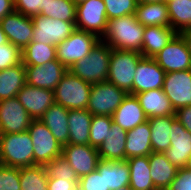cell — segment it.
<instances>
[{"label": "cell", "instance_id": "obj_1", "mask_svg": "<svg viewBox=\"0 0 191 190\" xmlns=\"http://www.w3.org/2000/svg\"><path fill=\"white\" fill-rule=\"evenodd\" d=\"M145 27L134 15L108 20L107 29L101 40L112 49L136 51L142 54Z\"/></svg>", "mask_w": 191, "mask_h": 190}, {"label": "cell", "instance_id": "obj_2", "mask_svg": "<svg viewBox=\"0 0 191 190\" xmlns=\"http://www.w3.org/2000/svg\"><path fill=\"white\" fill-rule=\"evenodd\" d=\"M111 51L112 48L100 39L89 55L78 60L68 70L90 84L107 81Z\"/></svg>", "mask_w": 191, "mask_h": 190}, {"label": "cell", "instance_id": "obj_3", "mask_svg": "<svg viewBox=\"0 0 191 190\" xmlns=\"http://www.w3.org/2000/svg\"><path fill=\"white\" fill-rule=\"evenodd\" d=\"M0 164L17 168L34 166L33 142L28 131L0 134Z\"/></svg>", "mask_w": 191, "mask_h": 190}, {"label": "cell", "instance_id": "obj_4", "mask_svg": "<svg viewBox=\"0 0 191 190\" xmlns=\"http://www.w3.org/2000/svg\"><path fill=\"white\" fill-rule=\"evenodd\" d=\"M143 57L136 51L112 49L107 81L132 95L136 67Z\"/></svg>", "mask_w": 191, "mask_h": 190}, {"label": "cell", "instance_id": "obj_5", "mask_svg": "<svg viewBox=\"0 0 191 190\" xmlns=\"http://www.w3.org/2000/svg\"><path fill=\"white\" fill-rule=\"evenodd\" d=\"M91 88L92 84L68 70L54 90V101L68 110L86 109Z\"/></svg>", "mask_w": 191, "mask_h": 190}, {"label": "cell", "instance_id": "obj_6", "mask_svg": "<svg viewBox=\"0 0 191 190\" xmlns=\"http://www.w3.org/2000/svg\"><path fill=\"white\" fill-rule=\"evenodd\" d=\"M27 131L33 142L34 165L46 166L62 155L63 146L42 121L32 120Z\"/></svg>", "mask_w": 191, "mask_h": 190}, {"label": "cell", "instance_id": "obj_7", "mask_svg": "<svg viewBox=\"0 0 191 190\" xmlns=\"http://www.w3.org/2000/svg\"><path fill=\"white\" fill-rule=\"evenodd\" d=\"M99 40L100 38L96 34L76 29L56 46L57 59L69 69L78 60L89 55Z\"/></svg>", "mask_w": 191, "mask_h": 190}, {"label": "cell", "instance_id": "obj_8", "mask_svg": "<svg viewBox=\"0 0 191 190\" xmlns=\"http://www.w3.org/2000/svg\"><path fill=\"white\" fill-rule=\"evenodd\" d=\"M127 95L123 89L108 81L92 84L86 109L92 115L112 116Z\"/></svg>", "mask_w": 191, "mask_h": 190}, {"label": "cell", "instance_id": "obj_9", "mask_svg": "<svg viewBox=\"0 0 191 190\" xmlns=\"http://www.w3.org/2000/svg\"><path fill=\"white\" fill-rule=\"evenodd\" d=\"M34 32L31 42L57 46L75 30V22H66L43 15L33 16Z\"/></svg>", "mask_w": 191, "mask_h": 190}, {"label": "cell", "instance_id": "obj_10", "mask_svg": "<svg viewBox=\"0 0 191 190\" xmlns=\"http://www.w3.org/2000/svg\"><path fill=\"white\" fill-rule=\"evenodd\" d=\"M76 29L96 34L100 39L107 29V13L103 0H86L76 6Z\"/></svg>", "mask_w": 191, "mask_h": 190}, {"label": "cell", "instance_id": "obj_11", "mask_svg": "<svg viewBox=\"0 0 191 190\" xmlns=\"http://www.w3.org/2000/svg\"><path fill=\"white\" fill-rule=\"evenodd\" d=\"M153 59L166 73L191 69V54L179 33Z\"/></svg>", "mask_w": 191, "mask_h": 190}, {"label": "cell", "instance_id": "obj_12", "mask_svg": "<svg viewBox=\"0 0 191 190\" xmlns=\"http://www.w3.org/2000/svg\"><path fill=\"white\" fill-rule=\"evenodd\" d=\"M32 120L17 97L0 100V134L27 131Z\"/></svg>", "mask_w": 191, "mask_h": 190}, {"label": "cell", "instance_id": "obj_13", "mask_svg": "<svg viewBox=\"0 0 191 190\" xmlns=\"http://www.w3.org/2000/svg\"><path fill=\"white\" fill-rule=\"evenodd\" d=\"M162 90L175 111L191 106V69L166 73Z\"/></svg>", "mask_w": 191, "mask_h": 190}, {"label": "cell", "instance_id": "obj_14", "mask_svg": "<svg viewBox=\"0 0 191 190\" xmlns=\"http://www.w3.org/2000/svg\"><path fill=\"white\" fill-rule=\"evenodd\" d=\"M26 69V83L37 87L54 91L62 76L68 69L55 59L43 65H24Z\"/></svg>", "mask_w": 191, "mask_h": 190}, {"label": "cell", "instance_id": "obj_15", "mask_svg": "<svg viewBox=\"0 0 191 190\" xmlns=\"http://www.w3.org/2000/svg\"><path fill=\"white\" fill-rule=\"evenodd\" d=\"M0 25L8 42L18 46L21 50L31 43L34 32L32 17L14 10L0 20Z\"/></svg>", "mask_w": 191, "mask_h": 190}, {"label": "cell", "instance_id": "obj_16", "mask_svg": "<svg viewBox=\"0 0 191 190\" xmlns=\"http://www.w3.org/2000/svg\"><path fill=\"white\" fill-rule=\"evenodd\" d=\"M62 156L78 178L95 171L101 160L97 148L90 145L67 144L63 146Z\"/></svg>", "mask_w": 191, "mask_h": 190}, {"label": "cell", "instance_id": "obj_17", "mask_svg": "<svg viewBox=\"0 0 191 190\" xmlns=\"http://www.w3.org/2000/svg\"><path fill=\"white\" fill-rule=\"evenodd\" d=\"M166 72L153 58L143 57L137 64L132 95L163 87Z\"/></svg>", "mask_w": 191, "mask_h": 190}, {"label": "cell", "instance_id": "obj_18", "mask_svg": "<svg viewBox=\"0 0 191 190\" xmlns=\"http://www.w3.org/2000/svg\"><path fill=\"white\" fill-rule=\"evenodd\" d=\"M170 131L171 145L164 153L170 163L185 168L191 156V133L176 118Z\"/></svg>", "mask_w": 191, "mask_h": 190}, {"label": "cell", "instance_id": "obj_19", "mask_svg": "<svg viewBox=\"0 0 191 190\" xmlns=\"http://www.w3.org/2000/svg\"><path fill=\"white\" fill-rule=\"evenodd\" d=\"M17 98L33 120L40 119L55 102L54 91L37 88L27 83L17 93Z\"/></svg>", "mask_w": 191, "mask_h": 190}, {"label": "cell", "instance_id": "obj_20", "mask_svg": "<svg viewBox=\"0 0 191 190\" xmlns=\"http://www.w3.org/2000/svg\"><path fill=\"white\" fill-rule=\"evenodd\" d=\"M112 120L122 129L129 131L148 120L135 95L128 94L115 110Z\"/></svg>", "mask_w": 191, "mask_h": 190}, {"label": "cell", "instance_id": "obj_21", "mask_svg": "<svg viewBox=\"0 0 191 190\" xmlns=\"http://www.w3.org/2000/svg\"><path fill=\"white\" fill-rule=\"evenodd\" d=\"M68 112L67 108L54 102L39 119L62 146L69 144Z\"/></svg>", "mask_w": 191, "mask_h": 190}, {"label": "cell", "instance_id": "obj_22", "mask_svg": "<svg viewBox=\"0 0 191 190\" xmlns=\"http://www.w3.org/2000/svg\"><path fill=\"white\" fill-rule=\"evenodd\" d=\"M152 152L151 130L148 120L127 131L125 160L131 157L149 156Z\"/></svg>", "mask_w": 191, "mask_h": 190}, {"label": "cell", "instance_id": "obj_23", "mask_svg": "<svg viewBox=\"0 0 191 190\" xmlns=\"http://www.w3.org/2000/svg\"><path fill=\"white\" fill-rule=\"evenodd\" d=\"M148 118L174 115L175 110L162 88L135 94Z\"/></svg>", "mask_w": 191, "mask_h": 190}, {"label": "cell", "instance_id": "obj_24", "mask_svg": "<svg viewBox=\"0 0 191 190\" xmlns=\"http://www.w3.org/2000/svg\"><path fill=\"white\" fill-rule=\"evenodd\" d=\"M151 178L156 190H167L178 168L167 160L165 153L152 152L149 156Z\"/></svg>", "mask_w": 191, "mask_h": 190}, {"label": "cell", "instance_id": "obj_25", "mask_svg": "<svg viewBox=\"0 0 191 190\" xmlns=\"http://www.w3.org/2000/svg\"><path fill=\"white\" fill-rule=\"evenodd\" d=\"M127 131L112 123L107 139L97 148L101 160H125Z\"/></svg>", "mask_w": 191, "mask_h": 190}, {"label": "cell", "instance_id": "obj_26", "mask_svg": "<svg viewBox=\"0 0 191 190\" xmlns=\"http://www.w3.org/2000/svg\"><path fill=\"white\" fill-rule=\"evenodd\" d=\"M96 170L104 171L105 190H118L130 184V170L126 160H100Z\"/></svg>", "mask_w": 191, "mask_h": 190}, {"label": "cell", "instance_id": "obj_27", "mask_svg": "<svg viewBox=\"0 0 191 190\" xmlns=\"http://www.w3.org/2000/svg\"><path fill=\"white\" fill-rule=\"evenodd\" d=\"M176 34L177 32L172 27H145L142 55L146 58H153L173 39Z\"/></svg>", "mask_w": 191, "mask_h": 190}, {"label": "cell", "instance_id": "obj_28", "mask_svg": "<svg viewBox=\"0 0 191 190\" xmlns=\"http://www.w3.org/2000/svg\"><path fill=\"white\" fill-rule=\"evenodd\" d=\"M92 116L87 109L69 110V144L89 145Z\"/></svg>", "mask_w": 191, "mask_h": 190}, {"label": "cell", "instance_id": "obj_29", "mask_svg": "<svg viewBox=\"0 0 191 190\" xmlns=\"http://www.w3.org/2000/svg\"><path fill=\"white\" fill-rule=\"evenodd\" d=\"M135 16L137 21L144 27H171L166 2L137 3Z\"/></svg>", "mask_w": 191, "mask_h": 190}, {"label": "cell", "instance_id": "obj_30", "mask_svg": "<svg viewBox=\"0 0 191 190\" xmlns=\"http://www.w3.org/2000/svg\"><path fill=\"white\" fill-rule=\"evenodd\" d=\"M26 84V69L21 62L0 71V100L17 97V93Z\"/></svg>", "mask_w": 191, "mask_h": 190}, {"label": "cell", "instance_id": "obj_31", "mask_svg": "<svg viewBox=\"0 0 191 190\" xmlns=\"http://www.w3.org/2000/svg\"><path fill=\"white\" fill-rule=\"evenodd\" d=\"M176 115L148 118L153 152L164 153L171 145V126Z\"/></svg>", "mask_w": 191, "mask_h": 190}, {"label": "cell", "instance_id": "obj_32", "mask_svg": "<svg viewBox=\"0 0 191 190\" xmlns=\"http://www.w3.org/2000/svg\"><path fill=\"white\" fill-rule=\"evenodd\" d=\"M130 170V184L133 190H156L151 178L148 156L131 157L126 160Z\"/></svg>", "mask_w": 191, "mask_h": 190}, {"label": "cell", "instance_id": "obj_33", "mask_svg": "<svg viewBox=\"0 0 191 190\" xmlns=\"http://www.w3.org/2000/svg\"><path fill=\"white\" fill-rule=\"evenodd\" d=\"M171 27L177 32L191 28V0L167 1Z\"/></svg>", "mask_w": 191, "mask_h": 190}, {"label": "cell", "instance_id": "obj_34", "mask_svg": "<svg viewBox=\"0 0 191 190\" xmlns=\"http://www.w3.org/2000/svg\"><path fill=\"white\" fill-rule=\"evenodd\" d=\"M57 59L55 45L31 42L22 49V63L24 65H43Z\"/></svg>", "mask_w": 191, "mask_h": 190}, {"label": "cell", "instance_id": "obj_35", "mask_svg": "<svg viewBox=\"0 0 191 190\" xmlns=\"http://www.w3.org/2000/svg\"><path fill=\"white\" fill-rule=\"evenodd\" d=\"M21 190H48V173L43 165L19 168Z\"/></svg>", "mask_w": 191, "mask_h": 190}, {"label": "cell", "instance_id": "obj_36", "mask_svg": "<svg viewBox=\"0 0 191 190\" xmlns=\"http://www.w3.org/2000/svg\"><path fill=\"white\" fill-rule=\"evenodd\" d=\"M76 5L71 0H43L40 15L66 22H76Z\"/></svg>", "mask_w": 191, "mask_h": 190}, {"label": "cell", "instance_id": "obj_37", "mask_svg": "<svg viewBox=\"0 0 191 190\" xmlns=\"http://www.w3.org/2000/svg\"><path fill=\"white\" fill-rule=\"evenodd\" d=\"M112 123V116L93 115L90 126L89 145L98 148L107 139Z\"/></svg>", "mask_w": 191, "mask_h": 190}, {"label": "cell", "instance_id": "obj_38", "mask_svg": "<svg viewBox=\"0 0 191 190\" xmlns=\"http://www.w3.org/2000/svg\"><path fill=\"white\" fill-rule=\"evenodd\" d=\"M106 6L108 20L127 15H134L137 7L136 0H103Z\"/></svg>", "mask_w": 191, "mask_h": 190}, {"label": "cell", "instance_id": "obj_39", "mask_svg": "<svg viewBox=\"0 0 191 190\" xmlns=\"http://www.w3.org/2000/svg\"><path fill=\"white\" fill-rule=\"evenodd\" d=\"M48 177L65 179V180H79L75 171L70 167L68 161L61 155L56 157L46 166Z\"/></svg>", "mask_w": 191, "mask_h": 190}, {"label": "cell", "instance_id": "obj_40", "mask_svg": "<svg viewBox=\"0 0 191 190\" xmlns=\"http://www.w3.org/2000/svg\"><path fill=\"white\" fill-rule=\"evenodd\" d=\"M22 62V50L11 42L0 45V71Z\"/></svg>", "mask_w": 191, "mask_h": 190}, {"label": "cell", "instance_id": "obj_41", "mask_svg": "<svg viewBox=\"0 0 191 190\" xmlns=\"http://www.w3.org/2000/svg\"><path fill=\"white\" fill-rule=\"evenodd\" d=\"M0 190H21L19 168L0 164Z\"/></svg>", "mask_w": 191, "mask_h": 190}, {"label": "cell", "instance_id": "obj_42", "mask_svg": "<svg viewBox=\"0 0 191 190\" xmlns=\"http://www.w3.org/2000/svg\"><path fill=\"white\" fill-rule=\"evenodd\" d=\"M78 190H105L104 171H93L78 180Z\"/></svg>", "mask_w": 191, "mask_h": 190}, {"label": "cell", "instance_id": "obj_43", "mask_svg": "<svg viewBox=\"0 0 191 190\" xmlns=\"http://www.w3.org/2000/svg\"><path fill=\"white\" fill-rule=\"evenodd\" d=\"M14 9L28 17L38 16L43 9V0H16Z\"/></svg>", "mask_w": 191, "mask_h": 190}, {"label": "cell", "instance_id": "obj_44", "mask_svg": "<svg viewBox=\"0 0 191 190\" xmlns=\"http://www.w3.org/2000/svg\"><path fill=\"white\" fill-rule=\"evenodd\" d=\"M167 190H191V171L186 168H178L177 174Z\"/></svg>", "mask_w": 191, "mask_h": 190}, {"label": "cell", "instance_id": "obj_45", "mask_svg": "<svg viewBox=\"0 0 191 190\" xmlns=\"http://www.w3.org/2000/svg\"><path fill=\"white\" fill-rule=\"evenodd\" d=\"M48 190H78V180L48 178Z\"/></svg>", "mask_w": 191, "mask_h": 190}, {"label": "cell", "instance_id": "obj_46", "mask_svg": "<svg viewBox=\"0 0 191 190\" xmlns=\"http://www.w3.org/2000/svg\"><path fill=\"white\" fill-rule=\"evenodd\" d=\"M176 119L191 133V106L175 111Z\"/></svg>", "mask_w": 191, "mask_h": 190}, {"label": "cell", "instance_id": "obj_47", "mask_svg": "<svg viewBox=\"0 0 191 190\" xmlns=\"http://www.w3.org/2000/svg\"><path fill=\"white\" fill-rule=\"evenodd\" d=\"M13 0H0V20L14 11Z\"/></svg>", "mask_w": 191, "mask_h": 190}, {"label": "cell", "instance_id": "obj_48", "mask_svg": "<svg viewBox=\"0 0 191 190\" xmlns=\"http://www.w3.org/2000/svg\"><path fill=\"white\" fill-rule=\"evenodd\" d=\"M179 34L183 37V39L187 45V48L191 54V28L181 31V32H179Z\"/></svg>", "mask_w": 191, "mask_h": 190}, {"label": "cell", "instance_id": "obj_49", "mask_svg": "<svg viewBox=\"0 0 191 190\" xmlns=\"http://www.w3.org/2000/svg\"><path fill=\"white\" fill-rule=\"evenodd\" d=\"M8 43V39L6 34L3 32L1 25H0V45Z\"/></svg>", "mask_w": 191, "mask_h": 190}, {"label": "cell", "instance_id": "obj_50", "mask_svg": "<svg viewBox=\"0 0 191 190\" xmlns=\"http://www.w3.org/2000/svg\"><path fill=\"white\" fill-rule=\"evenodd\" d=\"M137 3H158L165 2V0H136Z\"/></svg>", "mask_w": 191, "mask_h": 190}, {"label": "cell", "instance_id": "obj_51", "mask_svg": "<svg viewBox=\"0 0 191 190\" xmlns=\"http://www.w3.org/2000/svg\"><path fill=\"white\" fill-rule=\"evenodd\" d=\"M187 170L191 171V156L188 159L187 165L185 167Z\"/></svg>", "mask_w": 191, "mask_h": 190}, {"label": "cell", "instance_id": "obj_52", "mask_svg": "<svg viewBox=\"0 0 191 190\" xmlns=\"http://www.w3.org/2000/svg\"><path fill=\"white\" fill-rule=\"evenodd\" d=\"M76 6L81 4L82 2H85L86 0H71Z\"/></svg>", "mask_w": 191, "mask_h": 190}, {"label": "cell", "instance_id": "obj_53", "mask_svg": "<svg viewBox=\"0 0 191 190\" xmlns=\"http://www.w3.org/2000/svg\"><path fill=\"white\" fill-rule=\"evenodd\" d=\"M118 190H133L130 186H124L119 188Z\"/></svg>", "mask_w": 191, "mask_h": 190}]
</instances>
